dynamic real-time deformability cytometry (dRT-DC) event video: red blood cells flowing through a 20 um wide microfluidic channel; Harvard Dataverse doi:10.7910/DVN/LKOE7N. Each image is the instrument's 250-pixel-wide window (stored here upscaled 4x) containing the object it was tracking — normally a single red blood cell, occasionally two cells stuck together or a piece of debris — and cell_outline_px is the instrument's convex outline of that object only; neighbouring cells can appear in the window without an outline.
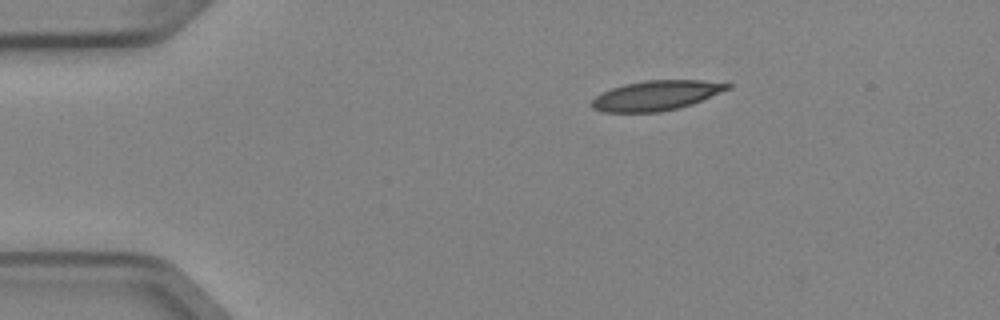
{"species": "Egyptian fruit bat (a non-hibernating species)", "species_latin": "Rousettus aegyptiacus", "temperature_condition": "cold", "stored_images_in_passage": 5, "camera_frame_rate_fps": 3000, "um_per_image_px": 0.085, "animal": {"sex": "female"}, "frame": {"image": 1, "passage_image": 1, "time_ms": 0.0, "image_size_px": [1000, 320], "cell_outline_px": [[732, 88], [692, 104], [660, 112], [600, 112], [592, 108], [592, 100], [600, 92], [624, 84], [644, 80], [700, 80], [732, 84]], "centroid_in_image_um": [55.76, 8.11], "position_along_channel_um": 29.2, "area_um2": 23.64}}
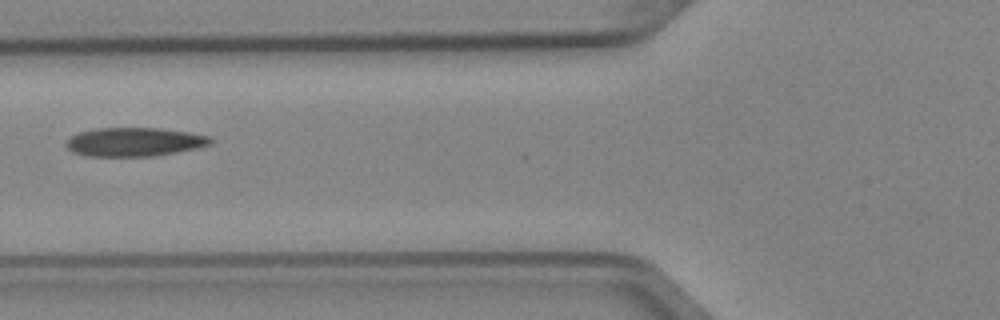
{"frame": {"image": 2, "passage_image": 4, "time_ms": 1.0, "image_size_px": [1000, 320], "cell_outline_px": [[212, 144], [196, 148], [176, 152], [152, 156], [84, 156], [72, 152], [64, 144], [72, 136], [80, 132], [96, 128], [160, 128], [188, 132], [212, 136]], "centroid_in_image_um": [11.43, 12.06], "position_along_channel_um": 114.4, "area_um2": 24.22}}
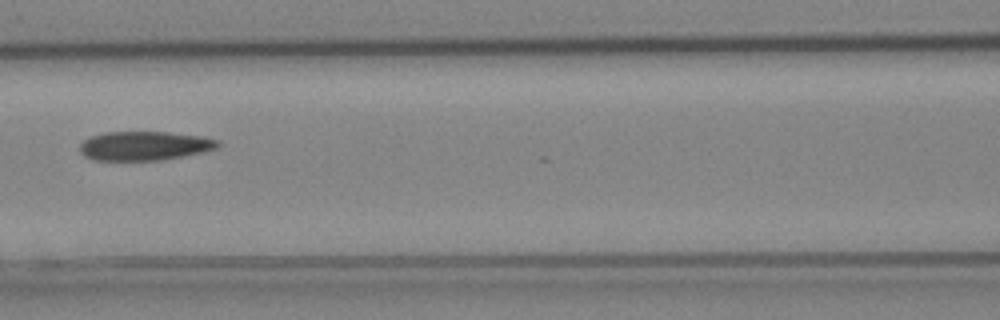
{"frame": {"image": 3, "passage_image": 5, "time_ms": 1.333, "image_size_px": [1000, 320], "cell_outline_px": [[220, 144], [216, 148], [184, 156], [160, 160], [92, 160], [84, 156], [80, 152], [80, 144], [84, 140], [92, 136], [104, 132], [168, 132], [204, 136], [220, 140]], "centroid_in_image_um": [12.28, 12.39], "position_along_channel_um": 154.3, "area_um2": 23.41}}